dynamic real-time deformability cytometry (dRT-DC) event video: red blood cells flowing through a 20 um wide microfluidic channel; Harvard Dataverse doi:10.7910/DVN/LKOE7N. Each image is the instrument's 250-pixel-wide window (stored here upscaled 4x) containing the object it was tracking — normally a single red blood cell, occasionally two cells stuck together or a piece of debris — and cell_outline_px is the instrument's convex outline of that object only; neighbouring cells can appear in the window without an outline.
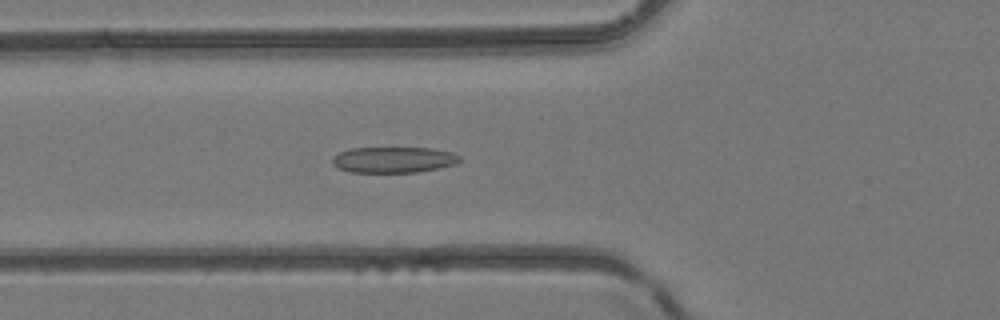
{"species": "common noctule bat (a hibernating species)", "species_latin": "Nyctalus noctula", "temperature_condition": "room temperature", "stored_images_in_passage": 46, "camera_frame_rate_fps": 3000, "um_per_image_px": 0.085, "animal": {"sex": "female", "body_mass_g": 24.6, "forearm_length_mm": 56.2}, "frame": {"image": 1, "passage_image": 16, "time_ms": 5.0, "image_size_px": [1000, 320], "cell_outline_px": [[460, 160], [456, 164], [416, 172], [348, 172], [332, 164], [332, 156], [340, 152], [352, 148], [432, 148], [452, 152], [460, 156]], "centroid_in_image_um": [33.44, 13.57], "position_along_channel_um": 92.4, "area_um2": 19.13}}
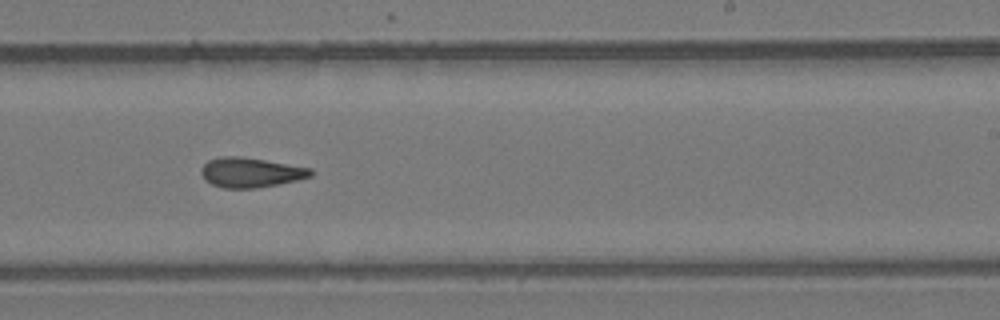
{"frame": {"image": 2, "passage_image": 28, "time_ms": 9.0, "image_size_px": [1000, 320], "cell_outline_px": [[312, 176], [280, 184], [256, 188], [224, 188], [212, 184], [204, 180], [200, 172], [200, 168], [208, 160], [224, 156], [240, 156], [312, 168]], "centroid_in_image_um": [21.28, 14.66], "position_along_channel_um": 267.7, "area_um2": 19.02}}
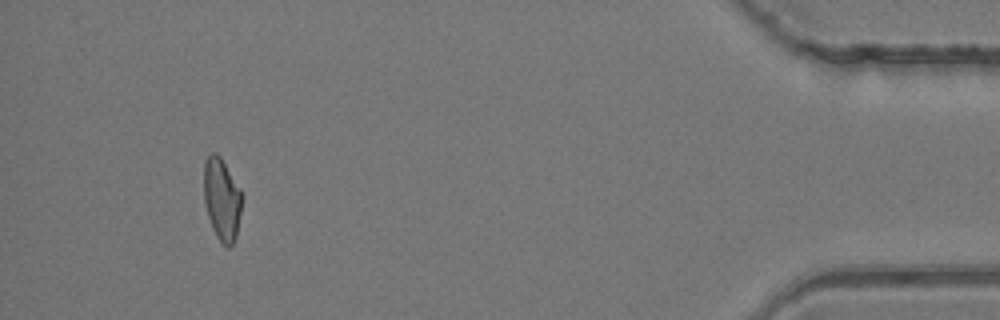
{"frame": {"image": 3, "passage_image": 43, "time_ms": 14.0, "image_size_px": [1000, 320], "cell_outline_px": [[240, 212], [236, 236], [232, 244], [228, 248], [216, 236], [212, 228], [208, 216], [204, 200], [204, 160], [212, 152], [216, 152], [220, 156], [240, 188]], "centroid_in_image_um": [18.83, 16.91], "position_along_channel_um": 416.4, "area_um2": 17.92}}